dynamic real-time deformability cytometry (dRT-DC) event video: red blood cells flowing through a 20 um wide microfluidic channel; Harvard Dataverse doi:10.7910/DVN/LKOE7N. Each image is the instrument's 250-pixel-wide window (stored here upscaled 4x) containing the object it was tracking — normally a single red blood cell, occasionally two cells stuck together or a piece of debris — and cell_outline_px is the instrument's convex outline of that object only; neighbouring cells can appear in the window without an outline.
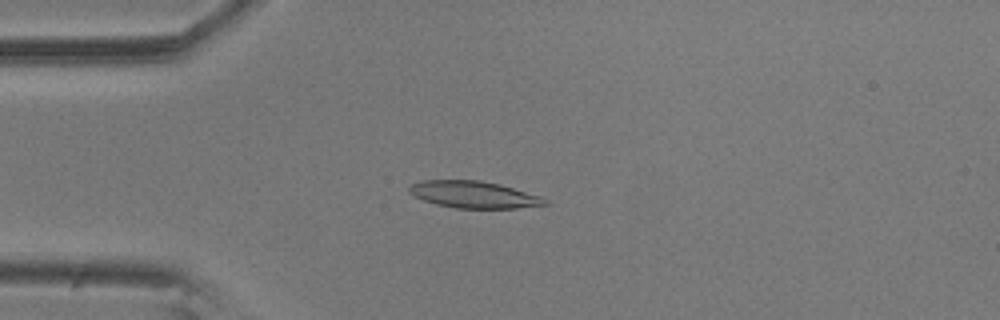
{"species": "common noctule bat (a hibernating species)", "species_latin": "Nyctalus noctula", "temperature_condition": "room temperature", "stored_images_in_passage": 57, "camera_frame_rate_fps": 3000, "um_per_image_px": 0.085, "animal": {"sex": "male", "body_mass_g": 20.5, "forearm_length_mm": 52.5}, "frame": {"image": 1, "passage_image": 14, "time_ms": 4.333, "image_size_px": [1000, 320], "cell_outline_px": [[548, 204], [516, 208], [456, 208], [436, 204], [424, 200], [408, 192], [408, 188], [412, 184], [424, 180], [480, 180], [500, 184], [540, 196], [548, 200]], "centroid_in_image_um": [40.27, 16.54], "position_along_channel_um": 44.7, "area_um2": 21.1}}
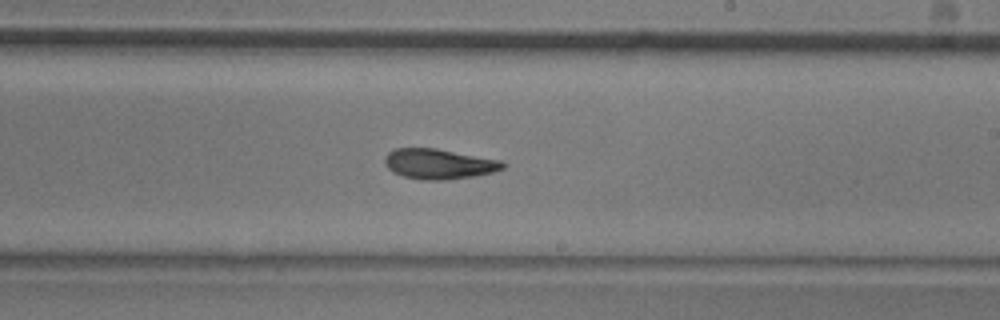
{"frame": {"image": 2, "passage_image": 33, "time_ms": 10.667, "image_size_px": [1000, 320], "cell_outline_px": [[504, 168], [492, 172], [472, 176], [444, 180], [420, 180], [404, 176], [392, 172], [384, 164], [384, 160], [388, 152], [396, 148], [436, 148], [500, 160], [504, 164]], "centroid_in_image_um": [37.26, 13.93], "position_along_channel_um": 251.7, "area_um2": 20.63}}
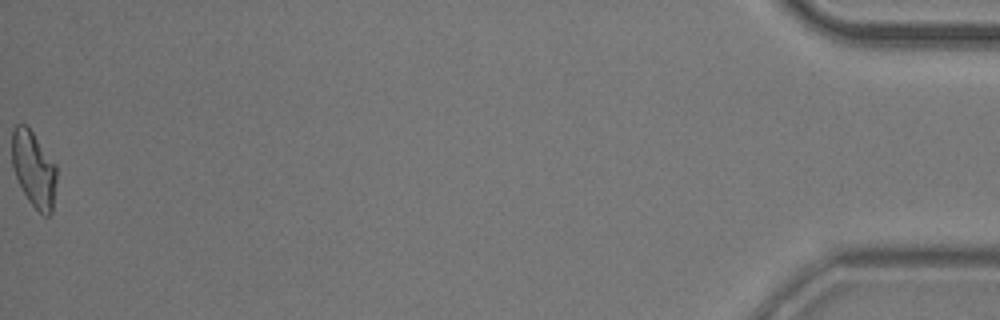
{"frame": {"image": 3, "passage_image": 57, "time_ms": 18.667, "image_size_px": [1000, 320], "cell_outline_px": [[56, 180], [52, 212], [48, 216], [44, 216], [28, 200], [16, 176], [12, 164], [12, 128], [16, 124], [24, 124], [32, 132], [56, 164]], "centroid_in_image_um": [2.87, 14.37], "position_along_channel_um": 432.3, "area_um2": 19.48}, "authors_computed_cell_mechanics": {"area_um2": 20.6346, "velocity_mm_per_s": 3.5279, "shape_relaxation_time_tau1_ms": 6.69, "shape_relaxation_time_tau2_ms": 2.3971, "deformation_change_tau1": 0.1878, "deformation_change_tau2": 0.0965}}